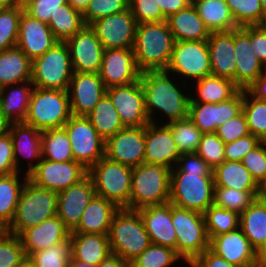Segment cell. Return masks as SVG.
Wrapping results in <instances>:
<instances>
[{
	"mask_svg": "<svg viewBox=\"0 0 266 267\" xmlns=\"http://www.w3.org/2000/svg\"><path fill=\"white\" fill-rule=\"evenodd\" d=\"M140 81L144 90L145 107L150 123L168 124L189 116L191 93L187 89L186 83L177 81L176 76L165 70L141 72ZM159 112L161 117H165L164 121L161 117L160 121L156 118L155 113Z\"/></svg>",
	"mask_w": 266,
	"mask_h": 267,
	"instance_id": "6da1fadb",
	"label": "cell"
},
{
	"mask_svg": "<svg viewBox=\"0 0 266 267\" xmlns=\"http://www.w3.org/2000/svg\"><path fill=\"white\" fill-rule=\"evenodd\" d=\"M174 44L166 20L137 24L133 50L138 69L141 72L166 70Z\"/></svg>",
	"mask_w": 266,
	"mask_h": 267,
	"instance_id": "7a4b0ae2",
	"label": "cell"
},
{
	"mask_svg": "<svg viewBox=\"0 0 266 267\" xmlns=\"http://www.w3.org/2000/svg\"><path fill=\"white\" fill-rule=\"evenodd\" d=\"M111 253L130 263L151 244L137 210L120 208L113 216L108 233Z\"/></svg>",
	"mask_w": 266,
	"mask_h": 267,
	"instance_id": "3957f363",
	"label": "cell"
},
{
	"mask_svg": "<svg viewBox=\"0 0 266 267\" xmlns=\"http://www.w3.org/2000/svg\"><path fill=\"white\" fill-rule=\"evenodd\" d=\"M57 203V192L39 187L28 179L22 188L14 218L5 231L19 236L24 230L57 215Z\"/></svg>",
	"mask_w": 266,
	"mask_h": 267,
	"instance_id": "277c9868",
	"label": "cell"
},
{
	"mask_svg": "<svg viewBox=\"0 0 266 267\" xmlns=\"http://www.w3.org/2000/svg\"><path fill=\"white\" fill-rule=\"evenodd\" d=\"M171 169L142 163L132 169L129 210L169 203Z\"/></svg>",
	"mask_w": 266,
	"mask_h": 267,
	"instance_id": "5b68a950",
	"label": "cell"
},
{
	"mask_svg": "<svg viewBox=\"0 0 266 267\" xmlns=\"http://www.w3.org/2000/svg\"><path fill=\"white\" fill-rule=\"evenodd\" d=\"M214 187L213 173L170 172L169 202L204 214L214 203Z\"/></svg>",
	"mask_w": 266,
	"mask_h": 267,
	"instance_id": "8992f818",
	"label": "cell"
},
{
	"mask_svg": "<svg viewBox=\"0 0 266 267\" xmlns=\"http://www.w3.org/2000/svg\"><path fill=\"white\" fill-rule=\"evenodd\" d=\"M71 116L67 91L34 87L24 123L44 131L62 128Z\"/></svg>",
	"mask_w": 266,
	"mask_h": 267,
	"instance_id": "52a82bcc",
	"label": "cell"
},
{
	"mask_svg": "<svg viewBox=\"0 0 266 267\" xmlns=\"http://www.w3.org/2000/svg\"><path fill=\"white\" fill-rule=\"evenodd\" d=\"M172 223L177 236L176 252L189 266L210 248L204 214L172 204Z\"/></svg>",
	"mask_w": 266,
	"mask_h": 267,
	"instance_id": "ba28073f",
	"label": "cell"
},
{
	"mask_svg": "<svg viewBox=\"0 0 266 267\" xmlns=\"http://www.w3.org/2000/svg\"><path fill=\"white\" fill-rule=\"evenodd\" d=\"M132 169L102 157L88 170L95 194L113 202L118 208L129 209Z\"/></svg>",
	"mask_w": 266,
	"mask_h": 267,
	"instance_id": "9c48e42d",
	"label": "cell"
},
{
	"mask_svg": "<svg viewBox=\"0 0 266 267\" xmlns=\"http://www.w3.org/2000/svg\"><path fill=\"white\" fill-rule=\"evenodd\" d=\"M73 73L68 46L58 41L32 61L31 83L36 88L67 91Z\"/></svg>",
	"mask_w": 266,
	"mask_h": 267,
	"instance_id": "30bf717a",
	"label": "cell"
},
{
	"mask_svg": "<svg viewBox=\"0 0 266 267\" xmlns=\"http://www.w3.org/2000/svg\"><path fill=\"white\" fill-rule=\"evenodd\" d=\"M165 71L179 77L178 80L181 79L188 85L192 84V81L211 75L208 41H175ZM186 80L191 82L188 83Z\"/></svg>",
	"mask_w": 266,
	"mask_h": 267,
	"instance_id": "8fae6325",
	"label": "cell"
},
{
	"mask_svg": "<svg viewBox=\"0 0 266 267\" xmlns=\"http://www.w3.org/2000/svg\"><path fill=\"white\" fill-rule=\"evenodd\" d=\"M70 140L74 160L89 170L105 156V140L85 116H71L63 126Z\"/></svg>",
	"mask_w": 266,
	"mask_h": 267,
	"instance_id": "7c38bea8",
	"label": "cell"
},
{
	"mask_svg": "<svg viewBox=\"0 0 266 267\" xmlns=\"http://www.w3.org/2000/svg\"><path fill=\"white\" fill-rule=\"evenodd\" d=\"M106 49H133L137 22L130 8L120 13L97 19L90 24Z\"/></svg>",
	"mask_w": 266,
	"mask_h": 267,
	"instance_id": "4fadbf2b",
	"label": "cell"
},
{
	"mask_svg": "<svg viewBox=\"0 0 266 267\" xmlns=\"http://www.w3.org/2000/svg\"><path fill=\"white\" fill-rule=\"evenodd\" d=\"M106 94L117 110L124 127H142L150 123L140 79L128 85L106 88Z\"/></svg>",
	"mask_w": 266,
	"mask_h": 267,
	"instance_id": "5bb4252c",
	"label": "cell"
},
{
	"mask_svg": "<svg viewBox=\"0 0 266 267\" xmlns=\"http://www.w3.org/2000/svg\"><path fill=\"white\" fill-rule=\"evenodd\" d=\"M87 174L88 170L76 161L55 162L41 159L28 179L39 187L58 193L78 183Z\"/></svg>",
	"mask_w": 266,
	"mask_h": 267,
	"instance_id": "9a60e30c",
	"label": "cell"
},
{
	"mask_svg": "<svg viewBox=\"0 0 266 267\" xmlns=\"http://www.w3.org/2000/svg\"><path fill=\"white\" fill-rule=\"evenodd\" d=\"M105 157L134 168L144 163L145 126L124 127L105 141Z\"/></svg>",
	"mask_w": 266,
	"mask_h": 267,
	"instance_id": "2e32d148",
	"label": "cell"
},
{
	"mask_svg": "<svg viewBox=\"0 0 266 267\" xmlns=\"http://www.w3.org/2000/svg\"><path fill=\"white\" fill-rule=\"evenodd\" d=\"M65 43L69 49L74 72L99 73L104 48L90 25H85Z\"/></svg>",
	"mask_w": 266,
	"mask_h": 267,
	"instance_id": "e0dca14e",
	"label": "cell"
},
{
	"mask_svg": "<svg viewBox=\"0 0 266 267\" xmlns=\"http://www.w3.org/2000/svg\"><path fill=\"white\" fill-rule=\"evenodd\" d=\"M243 90L227 101L220 103H189V118L203 133H215L224 124L242 112Z\"/></svg>",
	"mask_w": 266,
	"mask_h": 267,
	"instance_id": "ac0fdd59",
	"label": "cell"
},
{
	"mask_svg": "<svg viewBox=\"0 0 266 267\" xmlns=\"http://www.w3.org/2000/svg\"><path fill=\"white\" fill-rule=\"evenodd\" d=\"M98 74L106 88L138 81L141 71L137 67L134 50L117 48L104 50Z\"/></svg>",
	"mask_w": 266,
	"mask_h": 267,
	"instance_id": "d6986e66",
	"label": "cell"
},
{
	"mask_svg": "<svg viewBox=\"0 0 266 267\" xmlns=\"http://www.w3.org/2000/svg\"><path fill=\"white\" fill-rule=\"evenodd\" d=\"M67 92L71 114L86 117L106 94V87L98 73L74 72Z\"/></svg>",
	"mask_w": 266,
	"mask_h": 267,
	"instance_id": "ffe728a7",
	"label": "cell"
},
{
	"mask_svg": "<svg viewBox=\"0 0 266 267\" xmlns=\"http://www.w3.org/2000/svg\"><path fill=\"white\" fill-rule=\"evenodd\" d=\"M217 256L238 267H260L257 251L252 247L240 227L214 236L210 248Z\"/></svg>",
	"mask_w": 266,
	"mask_h": 267,
	"instance_id": "44dd1931",
	"label": "cell"
},
{
	"mask_svg": "<svg viewBox=\"0 0 266 267\" xmlns=\"http://www.w3.org/2000/svg\"><path fill=\"white\" fill-rule=\"evenodd\" d=\"M57 194V216L72 231L78 225L85 208L95 195L93 181L87 174L78 183Z\"/></svg>",
	"mask_w": 266,
	"mask_h": 267,
	"instance_id": "7402d4cb",
	"label": "cell"
},
{
	"mask_svg": "<svg viewBox=\"0 0 266 267\" xmlns=\"http://www.w3.org/2000/svg\"><path fill=\"white\" fill-rule=\"evenodd\" d=\"M9 133L11 135L14 153V162L17 172L27 176L36 168L42 159L41 135L42 131L24 122L11 123ZM28 162L27 169L23 170L22 161ZM28 159V160H27ZM20 160V161H19ZM21 162V163H20Z\"/></svg>",
	"mask_w": 266,
	"mask_h": 267,
	"instance_id": "603a6c76",
	"label": "cell"
},
{
	"mask_svg": "<svg viewBox=\"0 0 266 267\" xmlns=\"http://www.w3.org/2000/svg\"><path fill=\"white\" fill-rule=\"evenodd\" d=\"M180 155L171 129L166 124L148 123L145 126L144 162L172 169Z\"/></svg>",
	"mask_w": 266,
	"mask_h": 267,
	"instance_id": "cb8c5ba5",
	"label": "cell"
},
{
	"mask_svg": "<svg viewBox=\"0 0 266 267\" xmlns=\"http://www.w3.org/2000/svg\"><path fill=\"white\" fill-rule=\"evenodd\" d=\"M58 40L46 22L31 17L24 10L19 20V36L16 46L33 61L52 48Z\"/></svg>",
	"mask_w": 266,
	"mask_h": 267,
	"instance_id": "d4e9b609",
	"label": "cell"
},
{
	"mask_svg": "<svg viewBox=\"0 0 266 267\" xmlns=\"http://www.w3.org/2000/svg\"><path fill=\"white\" fill-rule=\"evenodd\" d=\"M70 233L62 220L55 215L37 226L24 230L19 237L26 257L29 258L33 253L66 241L70 238Z\"/></svg>",
	"mask_w": 266,
	"mask_h": 267,
	"instance_id": "484cf974",
	"label": "cell"
},
{
	"mask_svg": "<svg viewBox=\"0 0 266 267\" xmlns=\"http://www.w3.org/2000/svg\"><path fill=\"white\" fill-rule=\"evenodd\" d=\"M151 243L176 250V232L172 223V204L147 206L137 210Z\"/></svg>",
	"mask_w": 266,
	"mask_h": 267,
	"instance_id": "4316f807",
	"label": "cell"
},
{
	"mask_svg": "<svg viewBox=\"0 0 266 267\" xmlns=\"http://www.w3.org/2000/svg\"><path fill=\"white\" fill-rule=\"evenodd\" d=\"M235 49V84L246 90L259 76L263 74L264 65L256 57L250 36L241 28L234 29Z\"/></svg>",
	"mask_w": 266,
	"mask_h": 267,
	"instance_id": "83f0119b",
	"label": "cell"
},
{
	"mask_svg": "<svg viewBox=\"0 0 266 267\" xmlns=\"http://www.w3.org/2000/svg\"><path fill=\"white\" fill-rule=\"evenodd\" d=\"M207 41L211 74L235 83L234 30L211 32Z\"/></svg>",
	"mask_w": 266,
	"mask_h": 267,
	"instance_id": "f1b7e54d",
	"label": "cell"
},
{
	"mask_svg": "<svg viewBox=\"0 0 266 267\" xmlns=\"http://www.w3.org/2000/svg\"><path fill=\"white\" fill-rule=\"evenodd\" d=\"M119 209L113 202L95 194L71 233L108 235L113 216Z\"/></svg>",
	"mask_w": 266,
	"mask_h": 267,
	"instance_id": "f546056e",
	"label": "cell"
},
{
	"mask_svg": "<svg viewBox=\"0 0 266 267\" xmlns=\"http://www.w3.org/2000/svg\"><path fill=\"white\" fill-rule=\"evenodd\" d=\"M175 41H202L211 34L193 3L166 19Z\"/></svg>",
	"mask_w": 266,
	"mask_h": 267,
	"instance_id": "4dcf8cb0",
	"label": "cell"
},
{
	"mask_svg": "<svg viewBox=\"0 0 266 267\" xmlns=\"http://www.w3.org/2000/svg\"><path fill=\"white\" fill-rule=\"evenodd\" d=\"M72 258L98 266L111 253L108 235L70 233Z\"/></svg>",
	"mask_w": 266,
	"mask_h": 267,
	"instance_id": "1f68e13d",
	"label": "cell"
},
{
	"mask_svg": "<svg viewBox=\"0 0 266 267\" xmlns=\"http://www.w3.org/2000/svg\"><path fill=\"white\" fill-rule=\"evenodd\" d=\"M192 86L189 88L191 93L190 102L197 103L224 102L235 96L241 90L233 80L217 77L212 74L192 82Z\"/></svg>",
	"mask_w": 266,
	"mask_h": 267,
	"instance_id": "d6a6232c",
	"label": "cell"
},
{
	"mask_svg": "<svg viewBox=\"0 0 266 267\" xmlns=\"http://www.w3.org/2000/svg\"><path fill=\"white\" fill-rule=\"evenodd\" d=\"M33 89L31 81L0 88V111L9 121L24 122Z\"/></svg>",
	"mask_w": 266,
	"mask_h": 267,
	"instance_id": "836d02e7",
	"label": "cell"
},
{
	"mask_svg": "<svg viewBox=\"0 0 266 267\" xmlns=\"http://www.w3.org/2000/svg\"><path fill=\"white\" fill-rule=\"evenodd\" d=\"M32 61L17 46L0 51V88L31 81Z\"/></svg>",
	"mask_w": 266,
	"mask_h": 267,
	"instance_id": "e575fe53",
	"label": "cell"
},
{
	"mask_svg": "<svg viewBox=\"0 0 266 267\" xmlns=\"http://www.w3.org/2000/svg\"><path fill=\"white\" fill-rule=\"evenodd\" d=\"M27 180L28 176L20 172L0 175V230H5L11 224Z\"/></svg>",
	"mask_w": 266,
	"mask_h": 267,
	"instance_id": "d590c367",
	"label": "cell"
},
{
	"mask_svg": "<svg viewBox=\"0 0 266 267\" xmlns=\"http://www.w3.org/2000/svg\"><path fill=\"white\" fill-rule=\"evenodd\" d=\"M192 3L210 32L230 31L238 28L226 1L192 0Z\"/></svg>",
	"mask_w": 266,
	"mask_h": 267,
	"instance_id": "8d00e7d4",
	"label": "cell"
},
{
	"mask_svg": "<svg viewBox=\"0 0 266 267\" xmlns=\"http://www.w3.org/2000/svg\"><path fill=\"white\" fill-rule=\"evenodd\" d=\"M215 187L256 191L257 182L242 161H223L213 170Z\"/></svg>",
	"mask_w": 266,
	"mask_h": 267,
	"instance_id": "74e56055",
	"label": "cell"
},
{
	"mask_svg": "<svg viewBox=\"0 0 266 267\" xmlns=\"http://www.w3.org/2000/svg\"><path fill=\"white\" fill-rule=\"evenodd\" d=\"M239 227L258 252L266 242V204L255 199L240 214Z\"/></svg>",
	"mask_w": 266,
	"mask_h": 267,
	"instance_id": "f35d334b",
	"label": "cell"
},
{
	"mask_svg": "<svg viewBox=\"0 0 266 267\" xmlns=\"http://www.w3.org/2000/svg\"><path fill=\"white\" fill-rule=\"evenodd\" d=\"M86 117L105 141L124 128L119 114L107 94H104Z\"/></svg>",
	"mask_w": 266,
	"mask_h": 267,
	"instance_id": "ab89813d",
	"label": "cell"
},
{
	"mask_svg": "<svg viewBox=\"0 0 266 267\" xmlns=\"http://www.w3.org/2000/svg\"><path fill=\"white\" fill-rule=\"evenodd\" d=\"M47 24L54 37L60 42L73 37L85 26L83 14L68 3L59 6Z\"/></svg>",
	"mask_w": 266,
	"mask_h": 267,
	"instance_id": "60d3db41",
	"label": "cell"
},
{
	"mask_svg": "<svg viewBox=\"0 0 266 267\" xmlns=\"http://www.w3.org/2000/svg\"><path fill=\"white\" fill-rule=\"evenodd\" d=\"M41 150L42 159L55 162L75 161L70 140L63 127L42 131Z\"/></svg>",
	"mask_w": 266,
	"mask_h": 267,
	"instance_id": "b9f144b4",
	"label": "cell"
},
{
	"mask_svg": "<svg viewBox=\"0 0 266 267\" xmlns=\"http://www.w3.org/2000/svg\"><path fill=\"white\" fill-rule=\"evenodd\" d=\"M166 125L171 129L180 154L196 153L203 133L195 126L189 116L184 119L169 122Z\"/></svg>",
	"mask_w": 266,
	"mask_h": 267,
	"instance_id": "7bdbcfd3",
	"label": "cell"
},
{
	"mask_svg": "<svg viewBox=\"0 0 266 267\" xmlns=\"http://www.w3.org/2000/svg\"><path fill=\"white\" fill-rule=\"evenodd\" d=\"M238 27L266 24V12L260 0H226Z\"/></svg>",
	"mask_w": 266,
	"mask_h": 267,
	"instance_id": "ee69618b",
	"label": "cell"
},
{
	"mask_svg": "<svg viewBox=\"0 0 266 267\" xmlns=\"http://www.w3.org/2000/svg\"><path fill=\"white\" fill-rule=\"evenodd\" d=\"M180 260L183 259L175 249L151 243L129 263V267H172Z\"/></svg>",
	"mask_w": 266,
	"mask_h": 267,
	"instance_id": "f6af8a7d",
	"label": "cell"
},
{
	"mask_svg": "<svg viewBox=\"0 0 266 267\" xmlns=\"http://www.w3.org/2000/svg\"><path fill=\"white\" fill-rule=\"evenodd\" d=\"M206 230L209 239L233 231L239 227L240 215L232 210L211 205L205 212Z\"/></svg>",
	"mask_w": 266,
	"mask_h": 267,
	"instance_id": "bcb514c9",
	"label": "cell"
},
{
	"mask_svg": "<svg viewBox=\"0 0 266 267\" xmlns=\"http://www.w3.org/2000/svg\"><path fill=\"white\" fill-rule=\"evenodd\" d=\"M242 112L246 117L249 133L262 140L266 136V102L243 90Z\"/></svg>",
	"mask_w": 266,
	"mask_h": 267,
	"instance_id": "7dc6e473",
	"label": "cell"
},
{
	"mask_svg": "<svg viewBox=\"0 0 266 267\" xmlns=\"http://www.w3.org/2000/svg\"><path fill=\"white\" fill-rule=\"evenodd\" d=\"M24 10L20 3L0 9V51L15 47L19 36V20Z\"/></svg>",
	"mask_w": 266,
	"mask_h": 267,
	"instance_id": "c3c4849f",
	"label": "cell"
},
{
	"mask_svg": "<svg viewBox=\"0 0 266 267\" xmlns=\"http://www.w3.org/2000/svg\"><path fill=\"white\" fill-rule=\"evenodd\" d=\"M256 191H240L227 187H214V205L232 210L239 215L249 207L255 198Z\"/></svg>",
	"mask_w": 266,
	"mask_h": 267,
	"instance_id": "681fc988",
	"label": "cell"
},
{
	"mask_svg": "<svg viewBox=\"0 0 266 267\" xmlns=\"http://www.w3.org/2000/svg\"><path fill=\"white\" fill-rule=\"evenodd\" d=\"M36 267H67L72 259L70 238L66 241L33 253L29 257Z\"/></svg>",
	"mask_w": 266,
	"mask_h": 267,
	"instance_id": "f907efd6",
	"label": "cell"
},
{
	"mask_svg": "<svg viewBox=\"0 0 266 267\" xmlns=\"http://www.w3.org/2000/svg\"><path fill=\"white\" fill-rule=\"evenodd\" d=\"M26 258L20 237L0 230V267H19Z\"/></svg>",
	"mask_w": 266,
	"mask_h": 267,
	"instance_id": "816d5d0a",
	"label": "cell"
},
{
	"mask_svg": "<svg viewBox=\"0 0 266 267\" xmlns=\"http://www.w3.org/2000/svg\"><path fill=\"white\" fill-rule=\"evenodd\" d=\"M224 147V142L215 133L202 134L196 153L214 170L226 160Z\"/></svg>",
	"mask_w": 266,
	"mask_h": 267,
	"instance_id": "f5cc1de1",
	"label": "cell"
},
{
	"mask_svg": "<svg viewBox=\"0 0 266 267\" xmlns=\"http://www.w3.org/2000/svg\"><path fill=\"white\" fill-rule=\"evenodd\" d=\"M129 8V0H91L82 13L85 25H90L102 17L120 13Z\"/></svg>",
	"mask_w": 266,
	"mask_h": 267,
	"instance_id": "db71d44e",
	"label": "cell"
},
{
	"mask_svg": "<svg viewBox=\"0 0 266 267\" xmlns=\"http://www.w3.org/2000/svg\"><path fill=\"white\" fill-rule=\"evenodd\" d=\"M158 4L159 0H129V8L137 24L166 20Z\"/></svg>",
	"mask_w": 266,
	"mask_h": 267,
	"instance_id": "11a10c76",
	"label": "cell"
},
{
	"mask_svg": "<svg viewBox=\"0 0 266 267\" xmlns=\"http://www.w3.org/2000/svg\"><path fill=\"white\" fill-rule=\"evenodd\" d=\"M215 134L224 142V144L234 142L235 140L250 134L244 113L241 112L234 118L227 120L224 124L218 126Z\"/></svg>",
	"mask_w": 266,
	"mask_h": 267,
	"instance_id": "9f6ffc18",
	"label": "cell"
},
{
	"mask_svg": "<svg viewBox=\"0 0 266 267\" xmlns=\"http://www.w3.org/2000/svg\"><path fill=\"white\" fill-rule=\"evenodd\" d=\"M66 3L67 0H28L23 4V8L31 17L48 23L59 6Z\"/></svg>",
	"mask_w": 266,
	"mask_h": 267,
	"instance_id": "6f0895ef",
	"label": "cell"
},
{
	"mask_svg": "<svg viewBox=\"0 0 266 267\" xmlns=\"http://www.w3.org/2000/svg\"><path fill=\"white\" fill-rule=\"evenodd\" d=\"M261 143L253 134L241 137L234 142L225 144L224 154L227 161H242L244 156Z\"/></svg>",
	"mask_w": 266,
	"mask_h": 267,
	"instance_id": "680465c9",
	"label": "cell"
},
{
	"mask_svg": "<svg viewBox=\"0 0 266 267\" xmlns=\"http://www.w3.org/2000/svg\"><path fill=\"white\" fill-rule=\"evenodd\" d=\"M243 165L248 169L257 182L266 175V143L261 142L242 159Z\"/></svg>",
	"mask_w": 266,
	"mask_h": 267,
	"instance_id": "91938a15",
	"label": "cell"
},
{
	"mask_svg": "<svg viewBox=\"0 0 266 267\" xmlns=\"http://www.w3.org/2000/svg\"><path fill=\"white\" fill-rule=\"evenodd\" d=\"M171 172L213 173V170L197 153H182Z\"/></svg>",
	"mask_w": 266,
	"mask_h": 267,
	"instance_id": "94428289",
	"label": "cell"
},
{
	"mask_svg": "<svg viewBox=\"0 0 266 267\" xmlns=\"http://www.w3.org/2000/svg\"><path fill=\"white\" fill-rule=\"evenodd\" d=\"M249 36L252 49L259 61L266 64V24L241 27Z\"/></svg>",
	"mask_w": 266,
	"mask_h": 267,
	"instance_id": "6125c7cd",
	"label": "cell"
},
{
	"mask_svg": "<svg viewBox=\"0 0 266 267\" xmlns=\"http://www.w3.org/2000/svg\"><path fill=\"white\" fill-rule=\"evenodd\" d=\"M10 133L0 137V175L16 173Z\"/></svg>",
	"mask_w": 266,
	"mask_h": 267,
	"instance_id": "be15d7a7",
	"label": "cell"
},
{
	"mask_svg": "<svg viewBox=\"0 0 266 267\" xmlns=\"http://www.w3.org/2000/svg\"><path fill=\"white\" fill-rule=\"evenodd\" d=\"M189 267H238L217 256L210 249L198 256Z\"/></svg>",
	"mask_w": 266,
	"mask_h": 267,
	"instance_id": "e7e4bbea",
	"label": "cell"
},
{
	"mask_svg": "<svg viewBox=\"0 0 266 267\" xmlns=\"http://www.w3.org/2000/svg\"><path fill=\"white\" fill-rule=\"evenodd\" d=\"M192 4V0H159L162 14L168 18L171 14L179 12Z\"/></svg>",
	"mask_w": 266,
	"mask_h": 267,
	"instance_id": "03108f58",
	"label": "cell"
},
{
	"mask_svg": "<svg viewBox=\"0 0 266 267\" xmlns=\"http://www.w3.org/2000/svg\"><path fill=\"white\" fill-rule=\"evenodd\" d=\"M246 90L253 97L266 102V75L259 76Z\"/></svg>",
	"mask_w": 266,
	"mask_h": 267,
	"instance_id": "003e7915",
	"label": "cell"
},
{
	"mask_svg": "<svg viewBox=\"0 0 266 267\" xmlns=\"http://www.w3.org/2000/svg\"><path fill=\"white\" fill-rule=\"evenodd\" d=\"M97 267H129V263L115 254H110Z\"/></svg>",
	"mask_w": 266,
	"mask_h": 267,
	"instance_id": "a7ac6f4b",
	"label": "cell"
},
{
	"mask_svg": "<svg viewBox=\"0 0 266 267\" xmlns=\"http://www.w3.org/2000/svg\"><path fill=\"white\" fill-rule=\"evenodd\" d=\"M255 198L257 201L266 204V175L257 181Z\"/></svg>",
	"mask_w": 266,
	"mask_h": 267,
	"instance_id": "89a4df30",
	"label": "cell"
},
{
	"mask_svg": "<svg viewBox=\"0 0 266 267\" xmlns=\"http://www.w3.org/2000/svg\"><path fill=\"white\" fill-rule=\"evenodd\" d=\"M91 0H67V3L70 4L75 10L83 13Z\"/></svg>",
	"mask_w": 266,
	"mask_h": 267,
	"instance_id": "2644e50d",
	"label": "cell"
},
{
	"mask_svg": "<svg viewBox=\"0 0 266 267\" xmlns=\"http://www.w3.org/2000/svg\"><path fill=\"white\" fill-rule=\"evenodd\" d=\"M11 121H9L4 114L0 111V137L9 133L11 126Z\"/></svg>",
	"mask_w": 266,
	"mask_h": 267,
	"instance_id": "8c879c8a",
	"label": "cell"
},
{
	"mask_svg": "<svg viewBox=\"0 0 266 267\" xmlns=\"http://www.w3.org/2000/svg\"><path fill=\"white\" fill-rule=\"evenodd\" d=\"M257 257L260 267H266V242L262 248L257 252Z\"/></svg>",
	"mask_w": 266,
	"mask_h": 267,
	"instance_id": "753ad0ef",
	"label": "cell"
},
{
	"mask_svg": "<svg viewBox=\"0 0 266 267\" xmlns=\"http://www.w3.org/2000/svg\"><path fill=\"white\" fill-rule=\"evenodd\" d=\"M18 4L17 0H0V9H7Z\"/></svg>",
	"mask_w": 266,
	"mask_h": 267,
	"instance_id": "34e18365",
	"label": "cell"
},
{
	"mask_svg": "<svg viewBox=\"0 0 266 267\" xmlns=\"http://www.w3.org/2000/svg\"><path fill=\"white\" fill-rule=\"evenodd\" d=\"M72 267H97L96 265L88 264L82 261H75L73 258L69 263Z\"/></svg>",
	"mask_w": 266,
	"mask_h": 267,
	"instance_id": "11e5206c",
	"label": "cell"
},
{
	"mask_svg": "<svg viewBox=\"0 0 266 267\" xmlns=\"http://www.w3.org/2000/svg\"><path fill=\"white\" fill-rule=\"evenodd\" d=\"M19 267H36L30 258H26Z\"/></svg>",
	"mask_w": 266,
	"mask_h": 267,
	"instance_id": "2a66077c",
	"label": "cell"
},
{
	"mask_svg": "<svg viewBox=\"0 0 266 267\" xmlns=\"http://www.w3.org/2000/svg\"><path fill=\"white\" fill-rule=\"evenodd\" d=\"M260 3L264 9V11L266 12V0H260Z\"/></svg>",
	"mask_w": 266,
	"mask_h": 267,
	"instance_id": "b9fcfbb0",
	"label": "cell"
},
{
	"mask_svg": "<svg viewBox=\"0 0 266 267\" xmlns=\"http://www.w3.org/2000/svg\"><path fill=\"white\" fill-rule=\"evenodd\" d=\"M17 1H18V3H20L21 5H23L28 0H17Z\"/></svg>",
	"mask_w": 266,
	"mask_h": 267,
	"instance_id": "09005b40",
	"label": "cell"
},
{
	"mask_svg": "<svg viewBox=\"0 0 266 267\" xmlns=\"http://www.w3.org/2000/svg\"><path fill=\"white\" fill-rule=\"evenodd\" d=\"M263 74L266 75V64L264 65V68H263Z\"/></svg>",
	"mask_w": 266,
	"mask_h": 267,
	"instance_id": "979ff035",
	"label": "cell"
},
{
	"mask_svg": "<svg viewBox=\"0 0 266 267\" xmlns=\"http://www.w3.org/2000/svg\"><path fill=\"white\" fill-rule=\"evenodd\" d=\"M261 142L266 143V136L261 140Z\"/></svg>",
	"mask_w": 266,
	"mask_h": 267,
	"instance_id": "deb4b68c",
	"label": "cell"
}]
</instances>
